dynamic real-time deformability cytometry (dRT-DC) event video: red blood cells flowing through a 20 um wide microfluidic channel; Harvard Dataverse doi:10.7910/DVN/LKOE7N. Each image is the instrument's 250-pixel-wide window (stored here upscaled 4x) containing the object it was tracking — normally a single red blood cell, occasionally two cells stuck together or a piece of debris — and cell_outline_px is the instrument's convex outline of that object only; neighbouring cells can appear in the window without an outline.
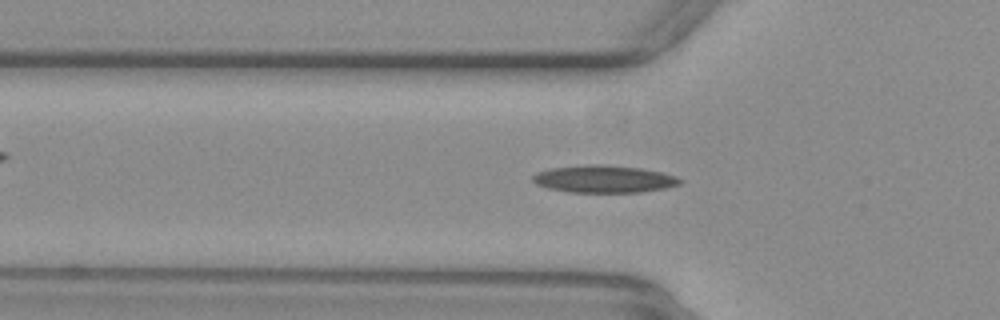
{"species": "common noctule bat (a hibernating species)", "species_latin": "Nyctalus noctula", "temperature_condition": "warm", "stored_images_in_passage": 52, "camera_frame_rate_fps": 3000, "um_per_image_px": 0.085, "animal": {"sex": "female", "body_mass_g": 29.2, "forearm_length_mm": 56.3}, "frame": {"image": 1, "passage_image": 17, "time_ms": 5.333, "image_size_px": [1000, 320], "cell_outline_px": [[684, 180], [680, 184], [664, 188], [640, 192], [568, 192], [548, 188], [536, 184], [532, 180], [532, 176], [536, 172], [552, 168], [592, 164], [600, 164], [640, 168], [660, 172], [676, 176]], "centroid_in_image_um": [51.33, 15.22], "position_along_channel_um": 74.5, "area_um2": 23.35}}
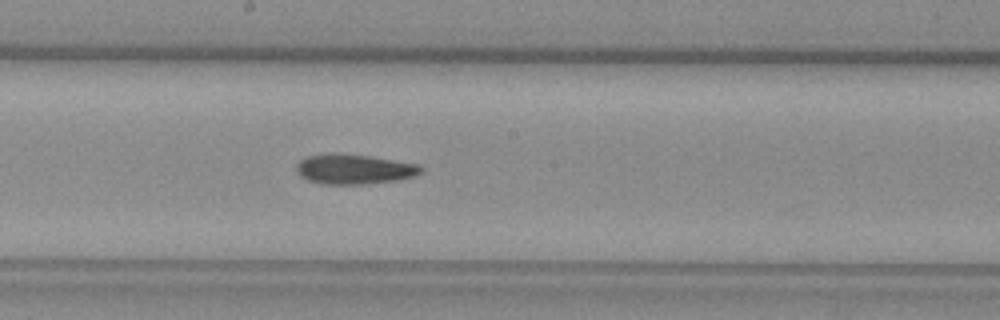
{"frame": {"image": 2, "passage_image": 28, "time_ms": 9.0, "image_size_px": [1000, 320], "cell_outline_px": [[424, 172], [412, 176], [396, 180], [368, 184], [320, 184], [308, 180], [300, 176], [296, 172], [296, 164], [300, 160], [308, 156], [368, 156], [420, 164], [424, 168]], "centroid_in_image_um": [30.15, 14.43], "position_along_channel_um": 218.0, "area_um2": 21.04}}
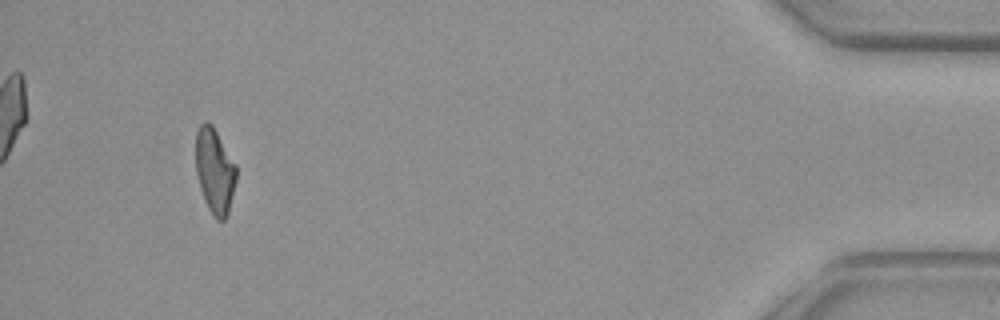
{"frame": {"image": 3, "passage_image": 49, "time_ms": 16.0, "image_size_px": [1000, 320], "cell_outline_px": [[236, 180], [228, 216], [224, 220], [216, 220], [208, 208], [204, 200], [200, 188], [196, 172], [196, 132], [200, 124], [204, 120], [208, 120], [212, 124], [236, 164]], "centroid_in_image_um": [18.25, 14.52], "position_along_channel_um": 416.9, "area_um2": 20.35}, "authors_computed_cell_mechanics": {"area_um2": 21.2415, "velocity_mm_per_s": 3.899, "shape_relaxation_time_tau1_ms": null, "shape_relaxation_time_tau2_ms": 6.4022, "deformation_change_tau1": null, "deformation_change_tau2": 0.1546}}